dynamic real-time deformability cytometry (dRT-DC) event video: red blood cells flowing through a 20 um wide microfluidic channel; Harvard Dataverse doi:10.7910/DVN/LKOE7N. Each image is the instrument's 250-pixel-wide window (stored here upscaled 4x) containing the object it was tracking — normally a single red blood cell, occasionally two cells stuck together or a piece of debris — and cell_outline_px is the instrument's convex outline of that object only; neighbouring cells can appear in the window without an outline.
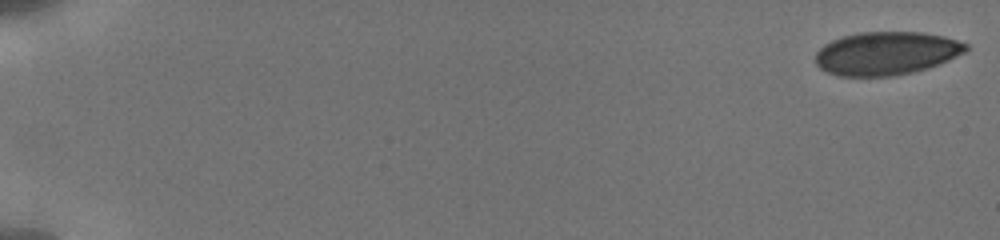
{"species": "human", "species_latin": "Homo sapiens", "temperature_condition": "cold", "stored_images_in_passage": 34, "camera_frame_rate_fps": 3000, "um_per_image_px": 0.085, "donor": {"sex": "male"}, "frame": {"image": 1, "passage_image": 1, "time_ms": 0.0, "image_size_px": [1000, 240], "cell_outline_px": [[968, 48], [964, 52], [948, 60], [928, 68], [912, 72], [892, 76], [836, 76], [820, 68], [816, 64], [816, 52], [824, 44], [832, 40], [844, 36], [860, 32], [924, 32], [944, 36], [968, 44]], "centroid_in_image_um": [75.32, 4.53], "position_along_channel_um": 9.7, "area_um2": 37.86}}
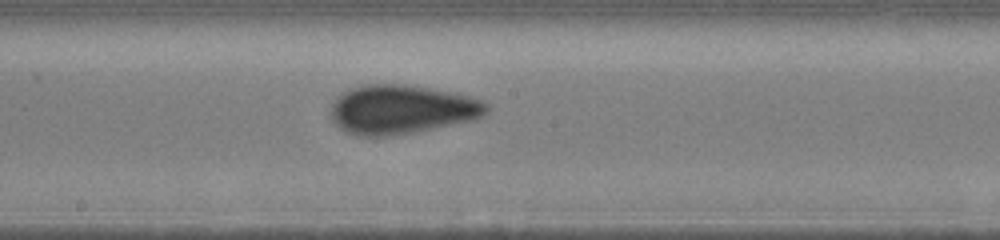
{"frame": {"image": 2, "passage_image": 20, "time_ms": 10.333, "image_size_px": [1000, 240], "cell_outline_px": [[488, 112], [484, 116], [472, 120], [412, 132], [380, 136], [360, 136], [348, 132], [340, 128], [332, 120], [332, 104], [336, 96], [348, 88], [360, 84], [404, 84], [428, 88], [468, 96], [484, 100], [488, 104]], "centroid_in_image_um": [34.11, 9.28], "position_along_channel_um": 214.1, "area_um2": 44.27}}
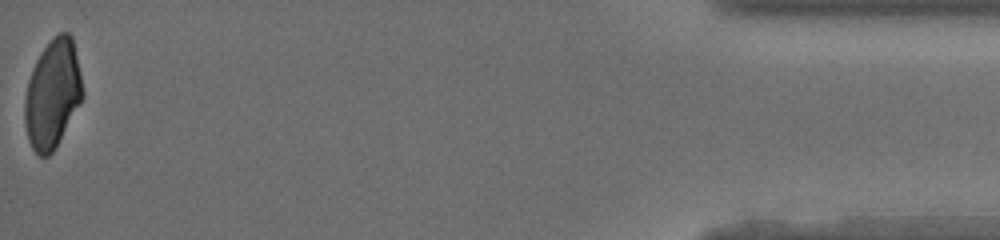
{"frame": {"image": 3, "passage_image": 34, "time_ms": 18.0, "image_size_px": [1000, 240], "cell_outline_px": [[84, 96], [56, 148], [48, 156], [40, 156], [32, 148], [28, 140], [24, 124], [24, 100], [28, 80], [32, 68], [40, 52], [60, 32], [68, 32], [72, 36], [80, 72], [84, 92]], "centroid_in_image_um": [4.46, 8.02], "position_along_channel_um": 430.7, "area_um2": 36.65}, "authors_computed_cell_mechanics": {"area_um2": 40.46, "velocity_mm_per_s": 3.8525, "shape_relaxation_time_tau1_ms": 5.4064, "shape_relaxation_time_tau2_ms": 0.3313, "deformation_change_tau1": 0.1123, "deformation_change_tau2": 0.0534}}